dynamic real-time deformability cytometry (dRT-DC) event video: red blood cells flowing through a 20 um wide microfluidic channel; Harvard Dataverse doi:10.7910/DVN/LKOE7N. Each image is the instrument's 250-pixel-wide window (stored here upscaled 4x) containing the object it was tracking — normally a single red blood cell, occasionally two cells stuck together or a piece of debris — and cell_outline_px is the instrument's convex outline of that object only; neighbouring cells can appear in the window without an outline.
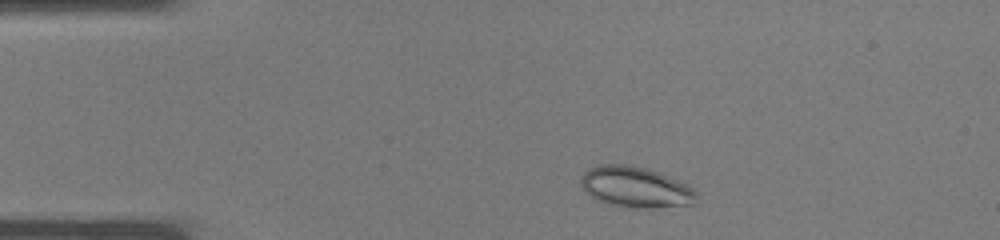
{"species": "common noctule bat (a hibernating species)", "species_latin": "Nyctalus noctula", "temperature_condition": "warm", "stored_images_in_passage": 33, "camera_frame_rate_fps": 3000, "um_per_image_px": 0.085, "animal": {"sex": "male", "body_mass_g": 19.0, "forearm_length_mm": 50.8}, "frame": {"image": 1, "passage_image": 3, "time_ms": 0.667, "image_size_px": [1000, 240], "cell_outline_px": [[696, 204], [652, 208], [636, 208], [608, 204], [596, 200], [584, 192], [580, 188], [580, 176], [588, 168], [596, 164], [628, 164], [648, 168], [660, 172], [688, 184], [696, 192]], "centroid_in_image_um": [53.98, 15.89], "position_along_channel_um": 31.0, "area_um2": 28.15}}
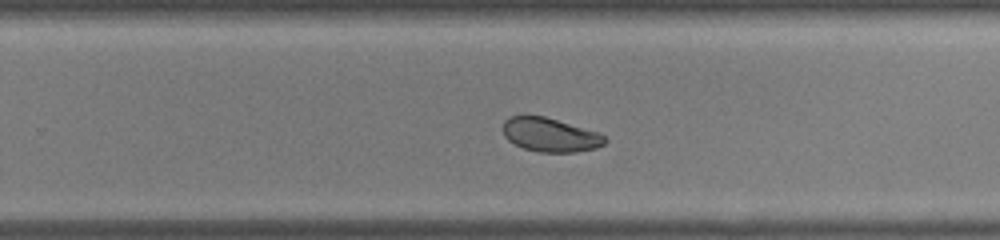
{"frame": {"image": 2, "passage_image": 20, "time_ms": 6.333, "image_size_px": [1000, 240], "cell_outline_px": [[608, 140], [604, 144], [596, 148], [576, 152], [540, 152], [524, 148], [508, 140], [504, 136], [504, 120], [508, 116], [544, 116], [600, 132]], "centroid_in_image_um": [46.8, 11.46], "position_along_channel_um": 283.0, "area_um2": 20.11}}
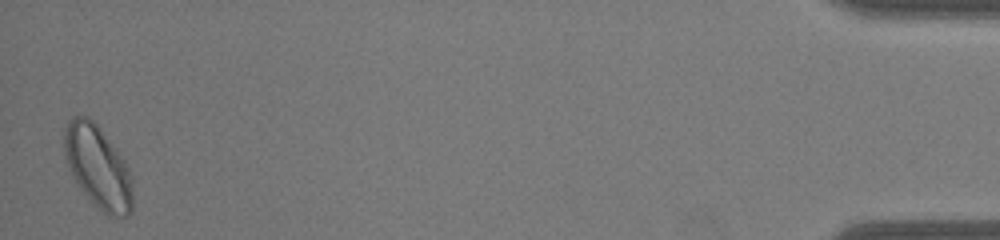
{"frame": {"image": 3, "passage_image": 33, "time_ms": 10.667, "image_size_px": [1000, 240], "cell_outline_px": [[132, 212], [128, 216], [108, 216], [84, 192], [76, 180], [68, 164], [64, 152], [64, 128], [68, 120], [72, 116], [88, 116], [100, 128], [120, 152], [128, 168], [132, 180]], "centroid_in_image_um": [8.34, 14.15], "position_along_channel_um": 426.9, "area_um2": 32.54}}